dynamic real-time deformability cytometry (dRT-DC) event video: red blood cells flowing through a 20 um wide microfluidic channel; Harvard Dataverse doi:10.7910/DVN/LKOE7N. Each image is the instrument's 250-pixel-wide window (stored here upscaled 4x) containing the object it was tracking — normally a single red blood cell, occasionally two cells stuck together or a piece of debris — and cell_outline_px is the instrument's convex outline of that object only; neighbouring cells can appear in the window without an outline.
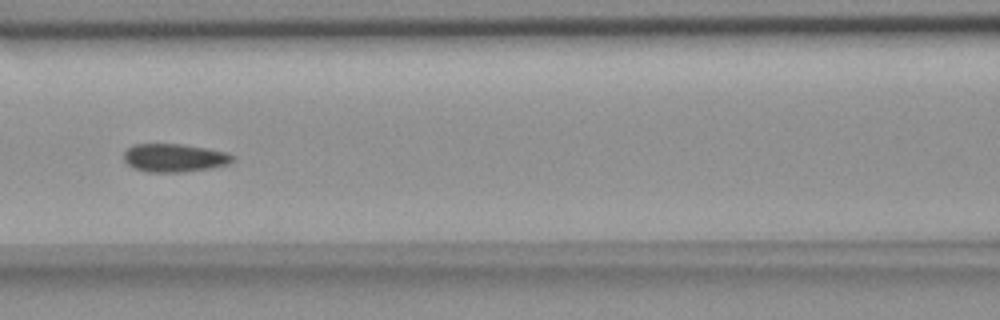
{"species": "common noctule bat (a hibernating species)", "species_latin": "Nyctalus noctula", "temperature_condition": "room temperature", "stored_images_in_passage": 9, "camera_frame_rate_fps": 3000, "um_per_image_px": 0.085, "animal": {"sex": "female", "body_mass_g": 18.4}, "frame": {"image": 1, "passage_image": 7, "time_ms": 8.0, "image_size_px": [1000, 320], "cell_outline_px": [[236, 160], [228, 164], [212, 168], [180, 172], [148, 172], [132, 168], [124, 160], [124, 152], [132, 144], [180, 144], [208, 148], [228, 152], [236, 156]], "centroid_in_image_um": [14.86, 13.41], "position_along_channel_um": 151.7, "area_um2": 18.15}}
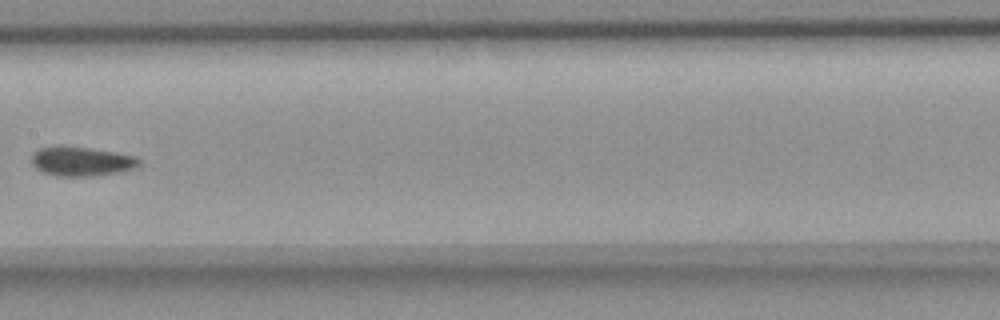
{"frame": {"image": 2, "passage_image": 8, "time_ms": 9.333, "image_size_px": [1000, 320], "cell_outline_px": [[140, 164], [132, 168], [116, 172], [92, 176], [56, 176], [44, 172], [36, 168], [32, 164], [32, 152], [40, 148], [88, 148], [112, 152], [132, 156], [140, 160]], "centroid_in_image_um": [6.89, 13.74], "position_along_channel_um": 200.5, "area_um2": 17.51}}
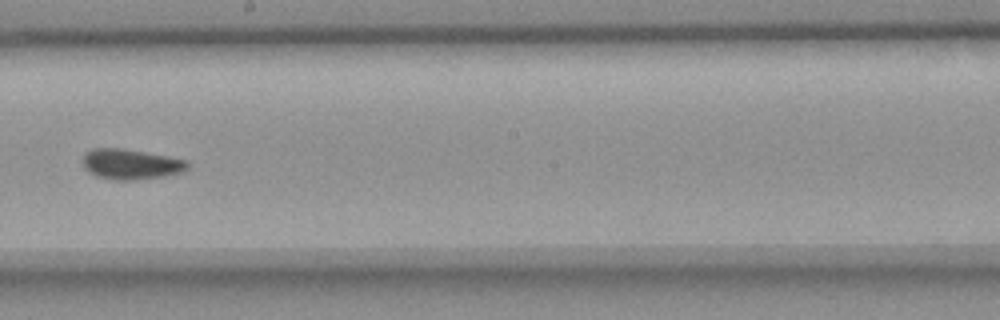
{"frame": {"image": 3, "passage_image": 9, "time_ms": 10.333, "image_size_px": [1000, 320], "cell_outline_px": [[192, 164], [188, 168], [180, 172], [164, 176], [136, 180], [112, 180], [96, 176], [88, 172], [84, 168], [84, 152], [92, 148], [124, 148], [168, 156], [188, 160]], "centroid_in_image_um": [11.13, 13.95], "position_along_channel_um": 237.1, "area_um2": 18.79}}